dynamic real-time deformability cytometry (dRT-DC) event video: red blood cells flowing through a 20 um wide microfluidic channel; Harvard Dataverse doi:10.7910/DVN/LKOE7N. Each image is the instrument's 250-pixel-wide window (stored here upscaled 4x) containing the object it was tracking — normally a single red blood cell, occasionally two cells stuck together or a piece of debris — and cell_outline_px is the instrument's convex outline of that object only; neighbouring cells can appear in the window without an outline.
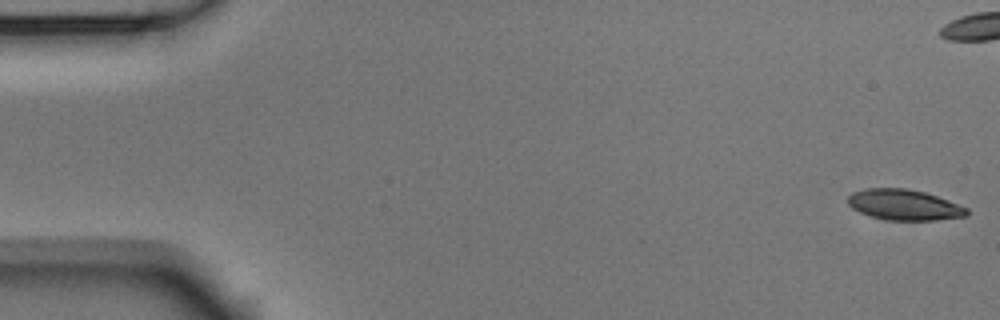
{"species": "Egyptian fruit bat (a non-hibernating species)", "species_latin": "Rousettus aegyptiacus", "temperature_condition": "room temperature", "stored_images_in_passage": 23, "camera_frame_rate_fps": 3000, "um_per_image_px": 0.085, "animal": {"sex": "male"}, "frame": {"image": 1, "passage_image": 1, "time_ms": 0.0, "image_size_px": [1000, 320], "cell_outline_px": [[968, 216], [936, 220], [884, 220], [860, 212], [852, 208], [848, 204], [848, 196], [852, 192], [864, 188], [908, 188], [924, 192], [936, 196], [968, 208]], "centroid_in_image_um": [76.84, 17.41], "position_along_channel_um": 8.2, "area_um2": 21.27}}